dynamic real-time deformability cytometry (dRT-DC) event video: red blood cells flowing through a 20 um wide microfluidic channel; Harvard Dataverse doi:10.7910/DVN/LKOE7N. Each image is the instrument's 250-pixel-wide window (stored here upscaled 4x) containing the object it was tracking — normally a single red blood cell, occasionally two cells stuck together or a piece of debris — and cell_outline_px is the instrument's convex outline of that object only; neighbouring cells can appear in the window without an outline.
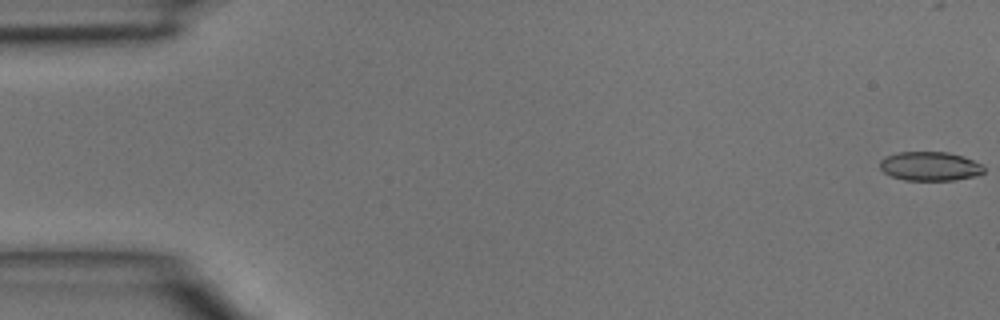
{"species": "common noctule bat (a hibernating species)", "species_latin": "Nyctalus noctula", "temperature_condition": "room temperature", "stored_images_in_passage": 3, "camera_frame_rate_fps": 3000, "um_per_image_px": 0.085, "animal": {"sex": "male", "body_mass_g": 15.6}, "frame": {"image": 1, "passage_image": 1, "time_ms": 0.0, "image_size_px": [1000, 320], "cell_outline_px": [[984, 172], [976, 176], [956, 180], [904, 180], [892, 176], [884, 172], [880, 168], [880, 160], [884, 156], [896, 152], [948, 152], [964, 156], [980, 164], [984, 168]], "centroid_in_image_um": [79.03, 14.12], "position_along_channel_um": 6.0, "area_um2": 17.69}}